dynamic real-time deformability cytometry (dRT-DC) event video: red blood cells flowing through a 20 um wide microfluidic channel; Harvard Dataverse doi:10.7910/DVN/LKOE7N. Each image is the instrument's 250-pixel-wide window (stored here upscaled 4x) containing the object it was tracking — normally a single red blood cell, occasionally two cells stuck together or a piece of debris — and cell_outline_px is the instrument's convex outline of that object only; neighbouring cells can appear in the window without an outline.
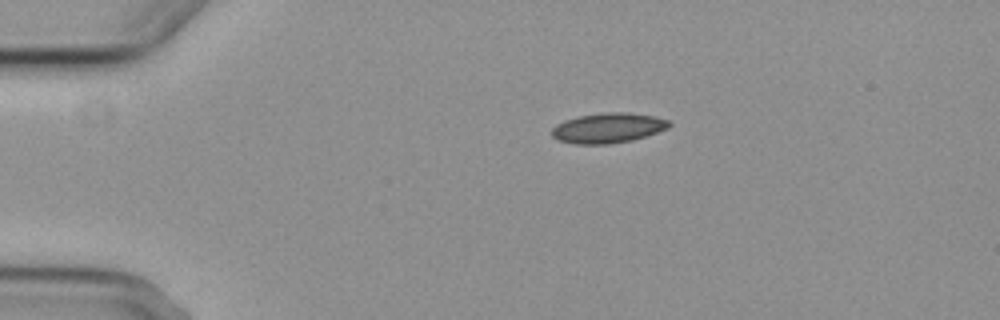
{"species": "common noctule bat (a hibernating species)", "species_latin": "Nyctalus noctula", "temperature_condition": "cold", "stored_images_in_passage": 5, "camera_frame_rate_fps": 3000, "um_per_image_px": 0.085, "animal": {"sex": "female", "body_mass_g": 29.2, "forearm_length_mm": 56.3}, "frame": {"image": 1, "passage_image": 1, "time_ms": 0.0, "image_size_px": [1000, 320], "cell_outline_px": [[672, 124], [668, 128], [632, 140], [608, 144], [576, 144], [556, 140], [552, 136], [552, 128], [556, 124], [564, 120], [580, 116], [604, 112], [628, 112], [656, 116], [668, 120]], "centroid_in_image_um": [51.67, 10.87], "position_along_channel_um": 33.3, "area_um2": 20.58}}
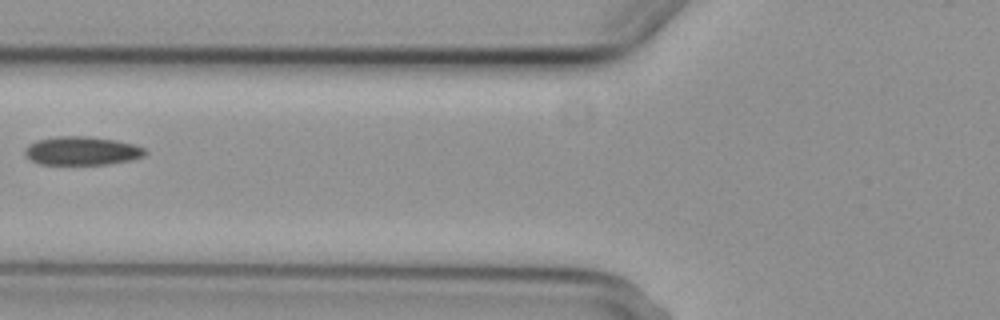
{"frame": {"image": 2, "passage_image": 4, "time_ms": 3.667, "image_size_px": [1000, 320], "cell_outline_px": [[148, 152], [144, 156], [128, 160], [104, 164], [40, 164], [24, 156], [24, 148], [28, 144], [36, 140], [56, 136], [88, 136], [116, 140], [132, 144], [144, 148]], "centroid_in_image_um": [6.91, 12.81], "position_along_channel_um": 118.9, "area_um2": 20.0}}
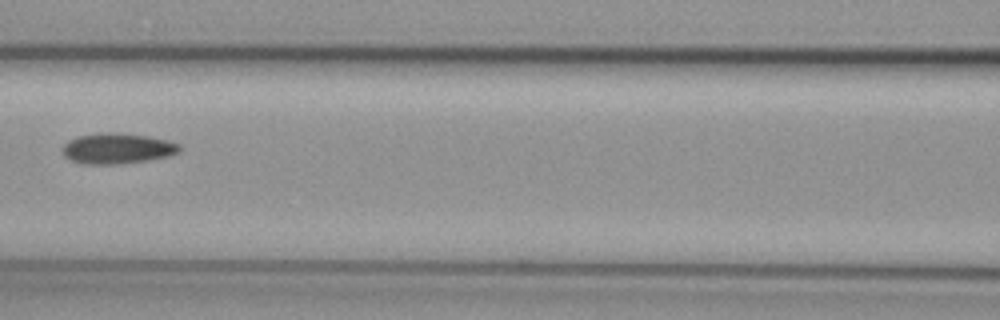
{"frame": {"image": 3, "passage_image": 5, "time_ms": 4.667, "image_size_px": [1000, 320], "cell_outline_px": [[180, 152], [168, 156], [148, 160], [116, 164], [84, 164], [72, 160], [64, 156], [64, 144], [68, 140], [80, 136], [100, 132], [116, 132], [148, 136], [168, 140], [180, 144]], "centroid_in_image_um": [10.0, 12.61], "position_along_channel_um": 156.6, "area_um2": 20.81}}